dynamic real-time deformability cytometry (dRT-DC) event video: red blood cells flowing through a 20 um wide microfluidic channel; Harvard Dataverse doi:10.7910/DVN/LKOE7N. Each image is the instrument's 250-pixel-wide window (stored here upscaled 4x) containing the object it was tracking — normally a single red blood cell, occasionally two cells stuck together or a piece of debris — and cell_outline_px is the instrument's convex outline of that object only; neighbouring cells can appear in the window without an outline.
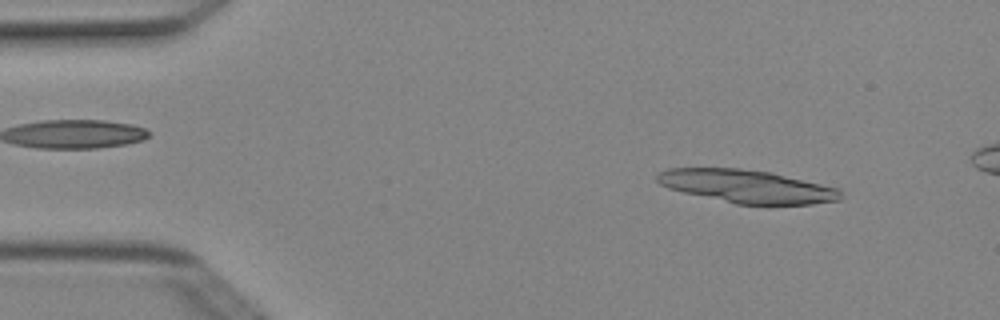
{"species": "Egyptian fruit bat (a non-hibernating species)", "species_latin": "Rousettus aegyptiacus", "temperature_condition": "cold", "stored_images_in_passage": 4, "segment_of_instrument_passage": [2, 2], "camera_frame_rate_fps": 3000, "um_per_image_px": 0.085, "animal": {"sex": "female"}, "frame": {"image": 1, "passage_image": 4, "time_ms": 1.0, "image_size_px": [1000, 320], "cell_outline_px": [[840, 200], [812, 204], [768, 208], [736, 204], [684, 192], [668, 188], [660, 184], [656, 180], [656, 172], [668, 168], [740, 168], [772, 172], [840, 188]], "centroid_in_image_um": [63.54, 15.87], "position_along_channel_um": 21.5, "area_um2": 36.47}}